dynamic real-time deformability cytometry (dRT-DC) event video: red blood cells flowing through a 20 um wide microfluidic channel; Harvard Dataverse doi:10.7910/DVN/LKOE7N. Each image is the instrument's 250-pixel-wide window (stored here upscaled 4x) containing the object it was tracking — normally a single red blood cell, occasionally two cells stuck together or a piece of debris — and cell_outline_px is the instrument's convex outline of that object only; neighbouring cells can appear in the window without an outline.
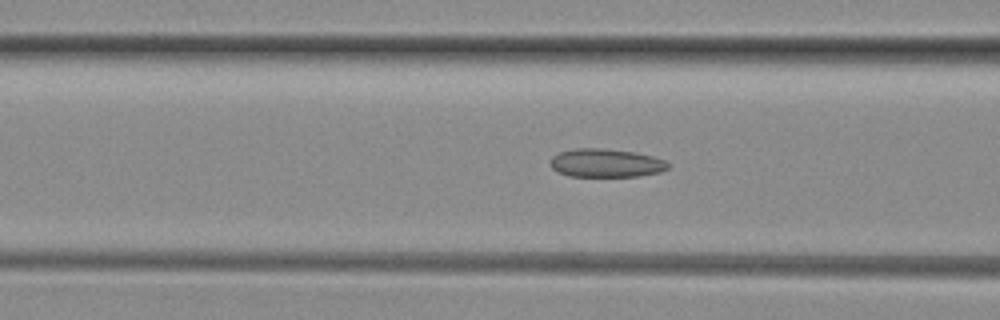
{"species": "common noctule bat (a hibernating species)", "species_latin": "Nyctalus noctula", "temperature_condition": "room temperature", "stored_images_in_passage": 38, "camera_frame_rate_fps": 3000, "um_per_image_px": 0.085, "animal": {"sex": "female", "body_mass_g": 29.2, "forearm_length_mm": 56.3}, "frame": {"image": 1, "passage_image": 18, "time_ms": 5.667, "image_size_px": [1000, 320], "cell_outline_px": [[668, 168], [660, 172], [640, 176], [568, 176], [552, 168], [552, 156], [560, 152], [576, 148], [600, 148], [636, 152], [652, 156], [664, 160], [668, 164]], "centroid_in_image_um": [51.52, 13.85], "position_along_channel_um": 115.1, "area_um2": 19.31}}
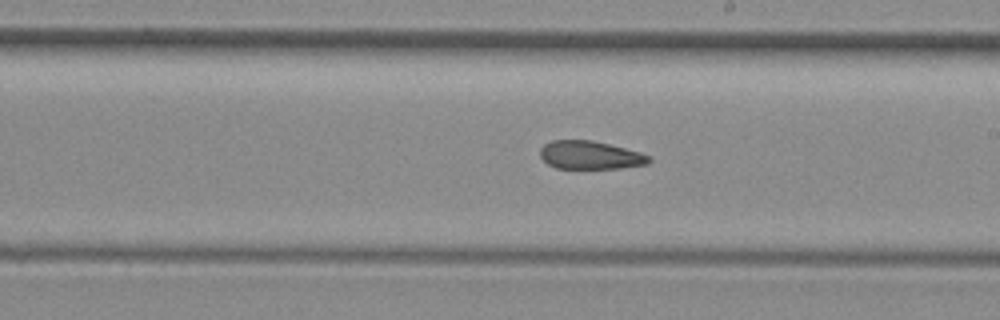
{"frame": {"image": 2, "passage_image": 27, "time_ms": 8.667, "image_size_px": [1000, 320], "cell_outline_px": [[652, 160], [648, 164], [620, 168], [556, 168], [548, 164], [540, 156], [540, 148], [544, 144], [552, 140], [592, 140], [640, 152], [652, 156]], "centroid_in_image_um": [50.18, 13.18], "position_along_channel_um": 238.8, "area_um2": 17.92}}
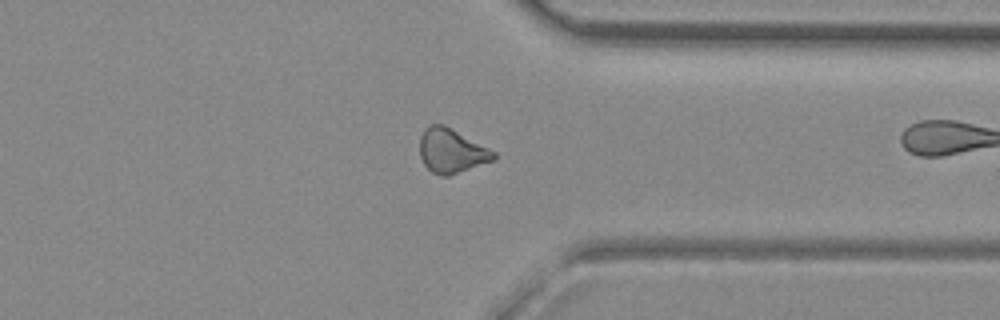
{"frame": {"image": 3, "passage_image": 37, "time_ms": 12.0, "image_size_px": [1000, 320], "cell_outline_px": [[496, 160], [448, 176], [440, 176], [432, 172], [424, 164], [420, 156], [420, 136], [432, 124], [444, 124], [452, 128], [496, 152]], "centroid_in_image_um": [38.4, 12.84], "position_along_channel_um": 373.0, "area_um2": 19.02}}